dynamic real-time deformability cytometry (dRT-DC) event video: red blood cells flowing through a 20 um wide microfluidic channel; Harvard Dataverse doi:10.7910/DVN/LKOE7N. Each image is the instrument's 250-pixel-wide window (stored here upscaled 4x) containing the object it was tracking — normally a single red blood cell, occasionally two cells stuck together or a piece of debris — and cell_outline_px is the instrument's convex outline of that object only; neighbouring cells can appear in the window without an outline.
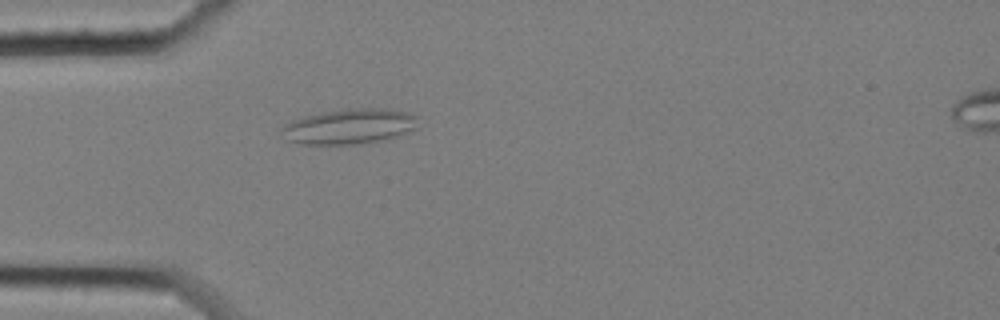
{"species": "common noctule bat (a hibernating species)", "species_latin": "Nyctalus noctula", "temperature_condition": "cold", "stored_images_in_passage": 43, "camera_frame_rate_fps": 3000, "um_per_image_px": 0.085, "animal": {"sex": "female", "body_mass_g": 25.1}, "frame": {"image": 1, "passage_image": 2, "time_ms": 0.333, "image_size_px": [1000, 320], "cell_outline_px": [[420, 116], [416, 128], [388, 140], [364, 144], [300, 144], [288, 140], [280, 128], [284, 124], [292, 120], [320, 112], [348, 108], [388, 108], [408, 112]], "centroid_in_image_um": [29.76, 10.74], "position_along_channel_um": 55.2, "area_um2": 28.5}}
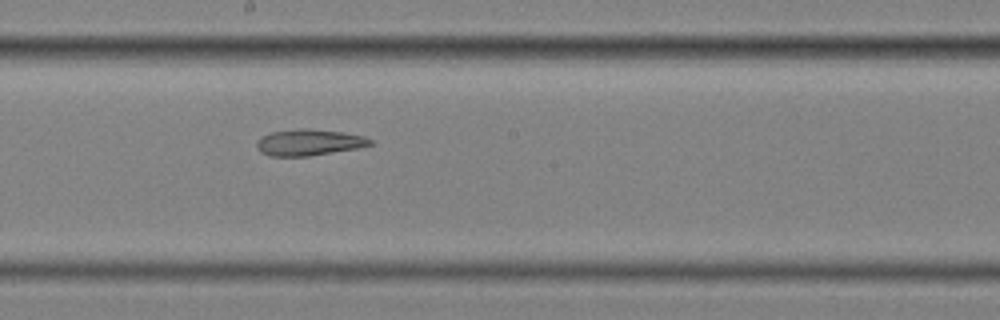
{"frame": {"image": 2, "passage_image": 17, "time_ms": 5.333, "image_size_px": [1000, 320], "cell_outline_px": [[376, 144], [360, 148], [308, 156], [272, 156], [260, 152], [256, 148], [256, 144], [264, 136], [272, 132], [300, 128], [308, 128], [344, 132], [364, 136], [372, 140]], "centroid_in_image_um": [26.34, 12.1], "position_along_channel_um": 221.9, "area_um2": 17.46}}
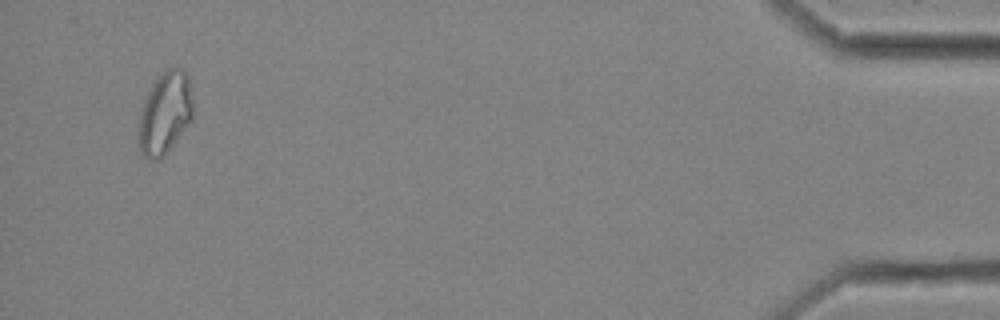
{"frame": {"image": 3, "passage_image": 41, "time_ms": 13.333, "image_size_px": [1000, 320], "cell_outline_px": [[192, 116], [188, 124], [172, 144], [156, 160], [148, 160], [140, 152], [136, 136], [140, 112], [144, 100], [152, 84], [160, 72], [168, 68], [184, 68], [188, 76], [192, 96]], "centroid_in_image_um": [13.98, 9.57], "position_along_channel_um": 421.2, "area_um2": 26.01}, "authors_computed_cell_mechanics": {"area_um2": 19.8832, "velocity_mm_per_s": 3.4556, "shape_relaxation_time_tau1_ms": null, "shape_relaxation_time_tau2_ms": 7.325, "deformation_change_tau1": null, "deformation_change_tau2": 0.1579}}